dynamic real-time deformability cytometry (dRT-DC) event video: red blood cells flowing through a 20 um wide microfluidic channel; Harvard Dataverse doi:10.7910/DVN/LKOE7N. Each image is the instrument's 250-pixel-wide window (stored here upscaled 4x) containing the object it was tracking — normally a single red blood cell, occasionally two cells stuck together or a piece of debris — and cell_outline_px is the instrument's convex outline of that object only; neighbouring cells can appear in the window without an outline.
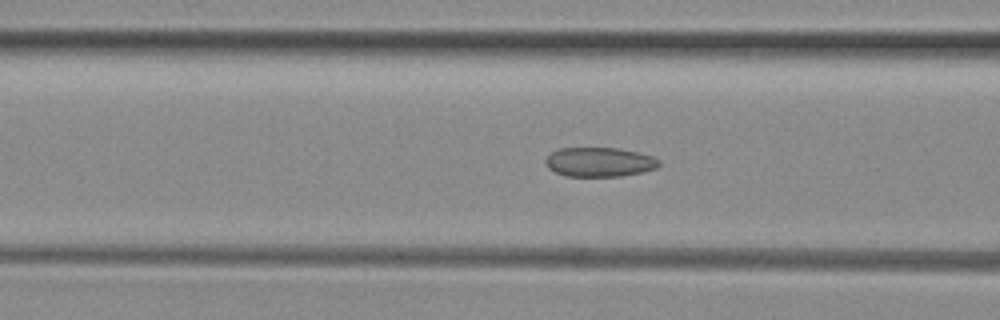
{"species": "common noctule bat (a hibernating species)", "species_latin": "Nyctalus noctula", "temperature_condition": "room temperature", "stored_images_in_passage": 51, "camera_frame_rate_fps": 3000, "um_per_image_px": 0.085, "animal": {"sex": "female", "body_mass_g": 29.2, "forearm_length_mm": 56.3}, "frame": {"image": 1, "passage_image": 19, "time_ms": 6.0, "image_size_px": [1000, 320], "cell_outline_px": [[660, 164], [656, 168], [640, 172], [620, 176], [564, 176], [548, 168], [544, 164], [544, 160], [552, 152], [560, 148], [620, 148], [652, 156], [660, 160]], "centroid_in_image_um": [50.92, 13.77], "position_along_channel_um": 115.7, "area_um2": 19.36}}
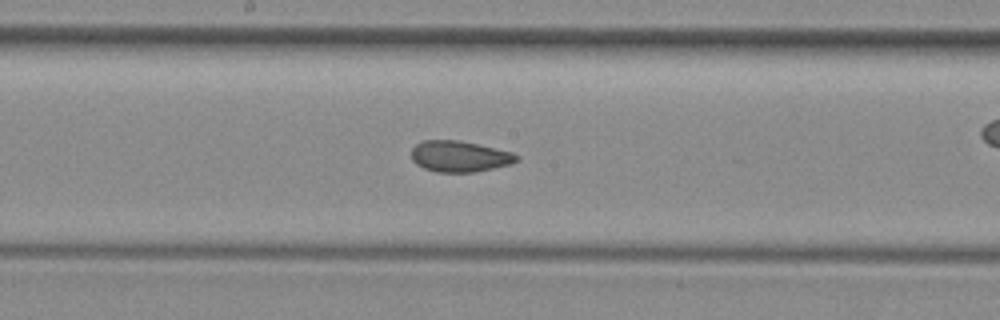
{"frame": {"image": 2, "passage_image": 26, "time_ms": 8.333, "image_size_px": [1000, 320], "cell_outline_px": [[520, 160], [512, 164], [472, 172], [436, 172], [424, 168], [416, 164], [412, 160], [412, 148], [416, 144], [424, 140], [460, 140], [512, 152], [520, 156]], "centroid_in_image_um": [39.08, 13.29], "position_along_channel_um": 209.1, "area_um2": 19.07}}
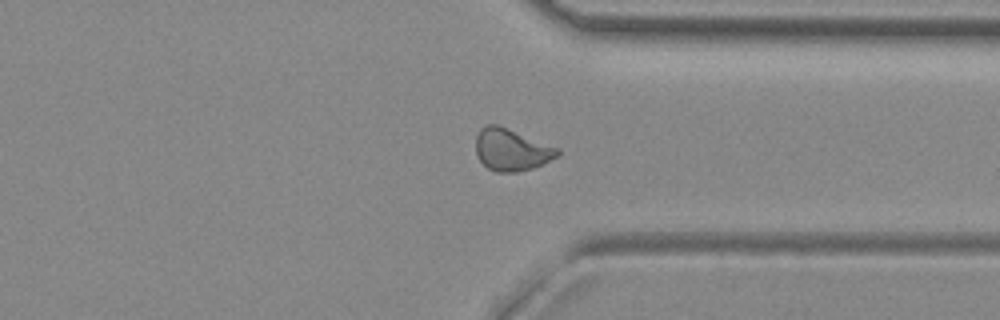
{"frame": {"image": 3, "passage_image": 38, "time_ms": 12.333, "image_size_px": [1000, 320], "cell_outline_px": [[560, 156], [532, 168], [516, 172], [496, 172], [488, 168], [476, 156], [476, 136], [480, 128], [484, 124], [496, 124], [560, 148]], "centroid_in_image_um": [43.47, 12.72], "position_along_channel_um": 367.9, "area_um2": 20.06}, "authors_computed_cell_mechanics": {"area_um2": 20.1144, "velocity_mm_per_s": 4.0057, "shape_relaxation_time_tau1_ms": null, "shape_relaxation_time_tau2_ms": 1.4129, "deformation_change_tau1": null, "deformation_change_tau2": 0.0675}}